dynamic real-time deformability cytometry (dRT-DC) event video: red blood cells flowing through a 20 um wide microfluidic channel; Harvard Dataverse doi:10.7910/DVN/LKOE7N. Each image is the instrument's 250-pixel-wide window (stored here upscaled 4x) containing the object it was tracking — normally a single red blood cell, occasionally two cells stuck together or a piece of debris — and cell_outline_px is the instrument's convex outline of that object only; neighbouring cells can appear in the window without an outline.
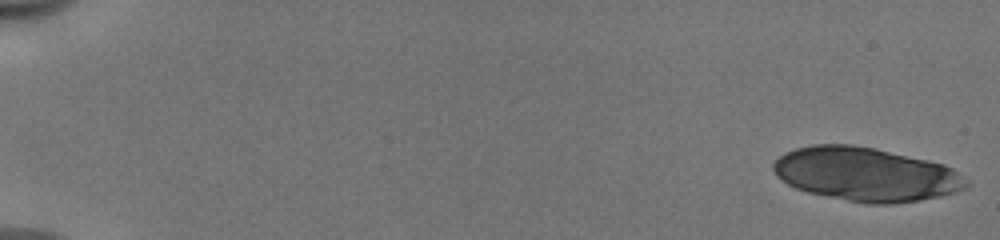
{"species": "human", "species_latin": "Homo sapiens", "temperature_condition": "cold", "stored_images_in_passage": 19, "camera_frame_rate_fps": 3000, "um_per_image_px": 0.085, "donor": {"sex": "male"}, "frame": {"image": 1, "passage_image": 1, "time_ms": 0.0, "image_size_px": [1000, 240], "cell_outline_px": [[968, 184], [964, 188], [956, 192], [916, 200], [892, 204], [864, 204], [808, 192], [796, 188], [788, 184], [776, 176], [772, 168], [772, 164], [784, 152], [796, 148], [812, 144], [852, 144], [876, 148], [944, 164], [952, 168]], "centroid_in_image_um": [73.53, 14.8], "position_along_channel_um": 11.5, "area_um2": 60.11}}